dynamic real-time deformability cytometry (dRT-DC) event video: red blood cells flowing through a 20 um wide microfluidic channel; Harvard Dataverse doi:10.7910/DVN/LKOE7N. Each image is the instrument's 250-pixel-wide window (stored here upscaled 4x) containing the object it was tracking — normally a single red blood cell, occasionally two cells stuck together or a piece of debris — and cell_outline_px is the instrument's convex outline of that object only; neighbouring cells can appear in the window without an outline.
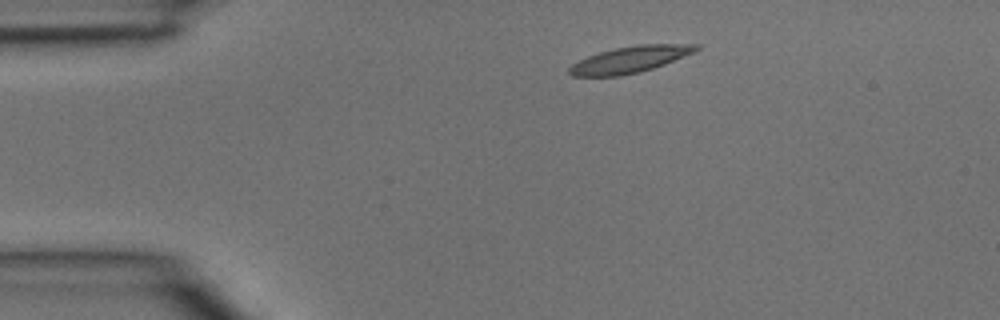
{"species": "common noctule bat (a hibernating species)", "species_latin": "Nyctalus noctula", "temperature_condition": "room temperature", "stored_images_in_passage": 2, "camera_frame_rate_fps": 3000, "um_per_image_px": 0.085, "animal": {"sex": "male", "body_mass_g": 15.6}, "frame": {"image": 1, "passage_image": 1, "time_ms": 0.0, "image_size_px": [1000, 320], "cell_outline_px": [[700, 48], [692, 52], [664, 64], [640, 72], [620, 76], [572, 76], [568, 72], [568, 68], [572, 64], [588, 56], [600, 52], [616, 48], [640, 44], [700, 44]], "centroid_in_image_um": [53.52, 5.06], "position_along_channel_um": 31.5, "area_um2": 19.25}}